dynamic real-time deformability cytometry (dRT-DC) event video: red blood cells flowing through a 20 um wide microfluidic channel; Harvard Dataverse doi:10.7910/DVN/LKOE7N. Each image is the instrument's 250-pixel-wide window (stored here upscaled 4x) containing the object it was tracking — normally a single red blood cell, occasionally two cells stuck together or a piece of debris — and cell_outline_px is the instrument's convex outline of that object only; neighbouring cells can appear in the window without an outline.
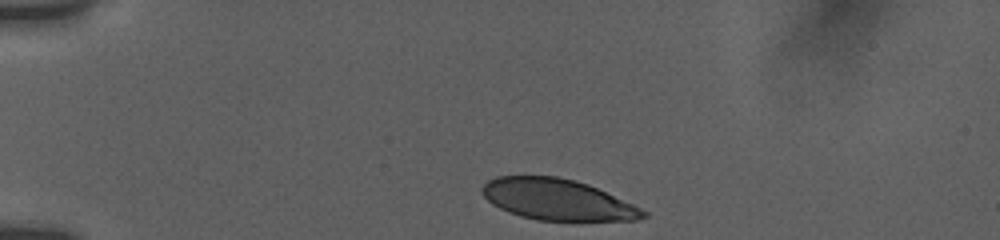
{"species": "human", "species_latin": "Homo sapiens", "temperature_condition": "room temperature", "stored_images_in_passage": 33, "camera_frame_rate_fps": 3000, "um_per_image_px": 0.085, "donor": {"sex": "female"}, "frame": {"image": 1, "passage_image": 1, "time_ms": 0.0, "image_size_px": [1000, 240], "cell_outline_px": [[648, 216], [636, 220], [536, 220], [520, 216], [508, 212], [492, 204], [480, 192], [480, 188], [488, 180], [496, 176], [556, 176], [588, 184], [632, 204], [648, 212]], "centroid_in_image_um": [47.33, 16.96], "position_along_channel_um": 37.7, "area_um2": 38.26}}
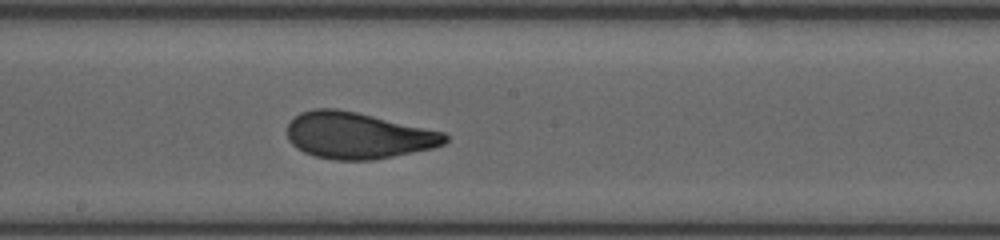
{"frame": {"image": 2, "passage_image": 18, "time_ms": 6.333, "image_size_px": [1000, 240], "cell_outline_px": [[448, 140], [444, 144], [432, 148], [372, 160], [336, 160], [316, 156], [304, 152], [296, 148], [288, 140], [288, 124], [300, 112], [316, 108], [336, 108], [356, 112], [444, 132], [448, 136]], "centroid_in_image_um": [30.4, 11.51], "position_along_channel_um": 217.8, "area_um2": 42.43}}
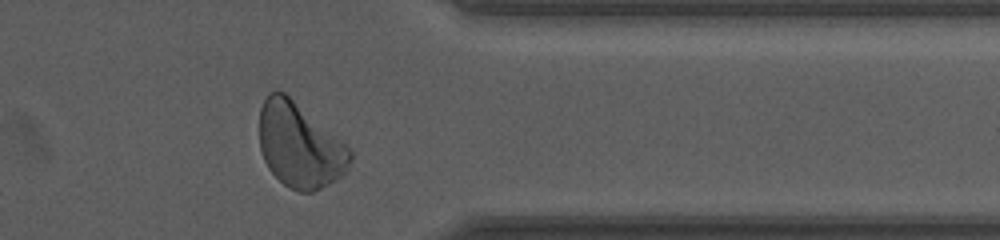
{"frame": {"image": 3, "passage_image": 30, "time_ms": 11.0, "image_size_px": [1000, 240], "cell_outline_px": [[352, 156], [348, 172], [344, 176], [312, 192], [300, 192], [284, 184], [268, 168], [264, 160], [260, 148], [260, 108], [268, 92], [284, 92], [340, 140], [352, 152]], "centroid_in_image_um": [25.48, 12.39], "position_along_channel_um": 385.9, "area_um2": 44.22}, "authors_computed_cell_mechanics": {"area_um2": 42.772, "velocity_mm_per_s": 3.7493, "shape_relaxation_time_tau1_ms": 4.0128, "shape_relaxation_time_tau2_ms": 0.6639, "deformation_change_tau1": 0.1594, "deformation_change_tau2": 0.0547}}